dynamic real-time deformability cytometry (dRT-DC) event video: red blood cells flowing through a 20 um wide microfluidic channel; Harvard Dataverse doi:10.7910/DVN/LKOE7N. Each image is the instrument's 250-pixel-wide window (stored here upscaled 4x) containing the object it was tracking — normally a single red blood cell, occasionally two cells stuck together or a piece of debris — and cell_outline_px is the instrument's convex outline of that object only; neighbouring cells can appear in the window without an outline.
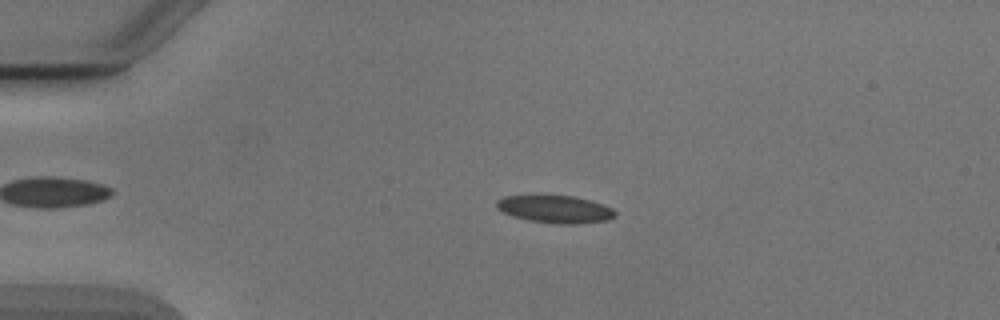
{"species": "Egyptian fruit bat (a non-hibernating species)", "species_latin": "Rousettus aegyptiacus", "temperature_condition": "cold", "stored_images_in_passage": 5, "camera_frame_rate_fps": 3000, "um_per_image_px": 0.085, "animal": {"sex": "male"}, "frame": {"image": 1, "passage_image": 4, "time_ms": 4.667, "image_size_px": [1000, 320], "cell_outline_px": [[616, 216], [608, 220], [576, 224], [556, 224], [528, 220], [512, 216], [496, 208], [496, 200], [504, 196], [536, 192], [540, 192], [572, 196], [588, 200], [612, 208], [616, 212]], "centroid_in_image_um": [47.1, 17.73], "position_along_channel_um": 37.9, "area_um2": 19.88}}